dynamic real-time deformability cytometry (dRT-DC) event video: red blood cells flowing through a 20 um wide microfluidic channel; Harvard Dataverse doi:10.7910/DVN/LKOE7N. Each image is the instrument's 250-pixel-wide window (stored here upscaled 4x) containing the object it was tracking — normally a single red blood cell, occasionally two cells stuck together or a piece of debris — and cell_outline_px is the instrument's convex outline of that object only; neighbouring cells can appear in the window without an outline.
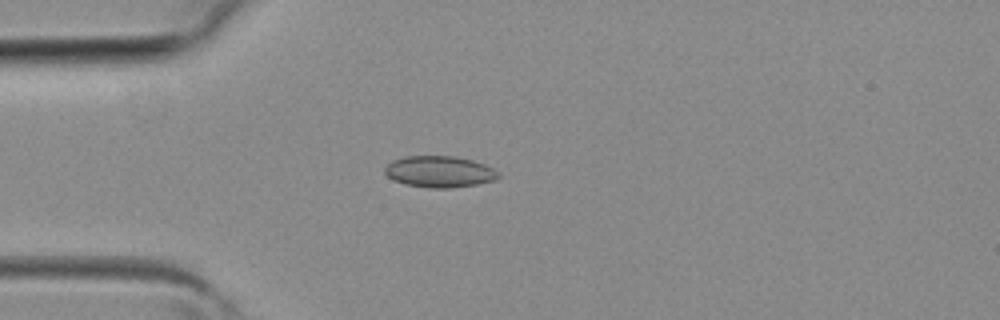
{"species": "common noctule bat (a hibernating species)", "species_latin": "Nyctalus noctula", "temperature_condition": "room temperature", "stored_images_in_passage": 2, "camera_frame_rate_fps": 3000, "um_per_image_px": 0.085, "animal": {"sex": "female", "body_mass_g": 19.3, "forearm_length_mm": 54.1}, "frame": {"image": 1, "passage_image": 2, "time_ms": 0.333, "image_size_px": [1000, 320], "cell_outline_px": [[500, 176], [496, 180], [476, 184], [452, 188], [428, 188], [404, 184], [392, 180], [384, 172], [384, 168], [392, 160], [404, 156], [456, 156], [472, 160], [484, 164], [500, 172]], "centroid_in_image_um": [37.35, 14.59], "position_along_channel_um": 47.7, "area_um2": 20.98}}